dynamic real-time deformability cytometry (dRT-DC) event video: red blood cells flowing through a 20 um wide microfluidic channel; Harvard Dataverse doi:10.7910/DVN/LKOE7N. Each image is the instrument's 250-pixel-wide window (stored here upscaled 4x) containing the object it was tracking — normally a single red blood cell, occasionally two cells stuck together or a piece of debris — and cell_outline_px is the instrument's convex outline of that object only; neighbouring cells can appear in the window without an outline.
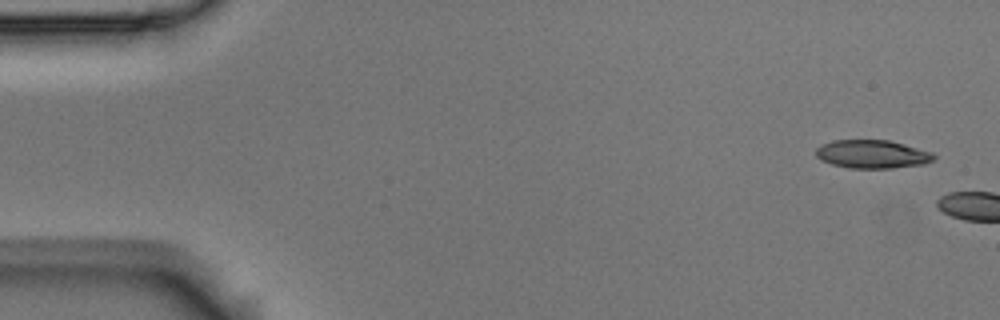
{"species": "Egyptian fruit bat (a non-hibernating species)", "species_latin": "Rousettus aegyptiacus", "temperature_condition": "room temperature", "stored_images_in_passage": 2, "camera_frame_rate_fps": 3000, "um_per_image_px": 0.085, "animal": {"sex": "male"}, "frame": {"image": 1, "passage_image": 1, "time_ms": 0.0, "image_size_px": [1000, 320], "cell_outline_px": [[936, 156], [932, 160], [924, 164], [892, 168], [848, 168], [832, 164], [820, 160], [816, 156], [816, 148], [820, 144], [832, 140], [888, 140], [904, 144], [932, 152]], "centroid_in_image_um": [74.11, 13.1], "position_along_channel_um": 10.9, "area_um2": 19.54}}